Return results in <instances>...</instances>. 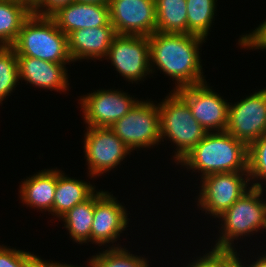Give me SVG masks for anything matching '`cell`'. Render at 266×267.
<instances>
[{
  "mask_svg": "<svg viewBox=\"0 0 266 267\" xmlns=\"http://www.w3.org/2000/svg\"><path fill=\"white\" fill-rule=\"evenodd\" d=\"M248 154V175L251 178L249 180L257 181L252 182L251 186L262 188L258 178L266 181V133L248 146Z\"/></svg>",
  "mask_w": 266,
  "mask_h": 267,
  "instance_id": "484cf974",
  "label": "cell"
},
{
  "mask_svg": "<svg viewBox=\"0 0 266 267\" xmlns=\"http://www.w3.org/2000/svg\"><path fill=\"white\" fill-rule=\"evenodd\" d=\"M20 80L35 87L58 91L69 90L67 63L48 62L29 56H17Z\"/></svg>",
  "mask_w": 266,
  "mask_h": 267,
  "instance_id": "2e32d148",
  "label": "cell"
},
{
  "mask_svg": "<svg viewBox=\"0 0 266 267\" xmlns=\"http://www.w3.org/2000/svg\"><path fill=\"white\" fill-rule=\"evenodd\" d=\"M238 42V45L246 49H266V21L251 33L242 35Z\"/></svg>",
  "mask_w": 266,
  "mask_h": 267,
  "instance_id": "83f0119b",
  "label": "cell"
},
{
  "mask_svg": "<svg viewBox=\"0 0 266 267\" xmlns=\"http://www.w3.org/2000/svg\"><path fill=\"white\" fill-rule=\"evenodd\" d=\"M110 128L131 151L158 145V142H161L158 104L149 100L144 102L139 100Z\"/></svg>",
  "mask_w": 266,
  "mask_h": 267,
  "instance_id": "8992f818",
  "label": "cell"
},
{
  "mask_svg": "<svg viewBox=\"0 0 266 267\" xmlns=\"http://www.w3.org/2000/svg\"><path fill=\"white\" fill-rule=\"evenodd\" d=\"M58 170L57 185L54 194L53 215L60 218L75 205L88 200L95 192V186L83 180L67 177Z\"/></svg>",
  "mask_w": 266,
  "mask_h": 267,
  "instance_id": "d6986e66",
  "label": "cell"
},
{
  "mask_svg": "<svg viewBox=\"0 0 266 267\" xmlns=\"http://www.w3.org/2000/svg\"><path fill=\"white\" fill-rule=\"evenodd\" d=\"M27 1L29 4H31L34 0H25Z\"/></svg>",
  "mask_w": 266,
  "mask_h": 267,
  "instance_id": "e575fe53",
  "label": "cell"
},
{
  "mask_svg": "<svg viewBox=\"0 0 266 267\" xmlns=\"http://www.w3.org/2000/svg\"><path fill=\"white\" fill-rule=\"evenodd\" d=\"M95 208V193L85 202L75 205L59 219L63 220L71 238L78 244L91 242V227Z\"/></svg>",
  "mask_w": 266,
  "mask_h": 267,
  "instance_id": "44dd1931",
  "label": "cell"
},
{
  "mask_svg": "<svg viewBox=\"0 0 266 267\" xmlns=\"http://www.w3.org/2000/svg\"><path fill=\"white\" fill-rule=\"evenodd\" d=\"M75 0H34L31 6V12L40 16H50L59 7L68 5Z\"/></svg>",
  "mask_w": 266,
  "mask_h": 267,
  "instance_id": "f1b7e54d",
  "label": "cell"
},
{
  "mask_svg": "<svg viewBox=\"0 0 266 267\" xmlns=\"http://www.w3.org/2000/svg\"><path fill=\"white\" fill-rule=\"evenodd\" d=\"M108 4L117 35L150 36L156 32L155 0H109Z\"/></svg>",
  "mask_w": 266,
  "mask_h": 267,
  "instance_id": "7c38bea8",
  "label": "cell"
},
{
  "mask_svg": "<svg viewBox=\"0 0 266 267\" xmlns=\"http://www.w3.org/2000/svg\"><path fill=\"white\" fill-rule=\"evenodd\" d=\"M236 257H237V266L238 267H266V254L259 256V259L256 260V262H252L249 266L246 264V266L243 264V262L239 259V254L237 255L236 250ZM243 264V265H242Z\"/></svg>",
  "mask_w": 266,
  "mask_h": 267,
  "instance_id": "1f68e13d",
  "label": "cell"
},
{
  "mask_svg": "<svg viewBox=\"0 0 266 267\" xmlns=\"http://www.w3.org/2000/svg\"><path fill=\"white\" fill-rule=\"evenodd\" d=\"M149 38L150 68L153 66L175 80L179 88L206 82L199 50L206 39L194 34L154 32Z\"/></svg>",
  "mask_w": 266,
  "mask_h": 267,
  "instance_id": "6da1fadb",
  "label": "cell"
},
{
  "mask_svg": "<svg viewBox=\"0 0 266 267\" xmlns=\"http://www.w3.org/2000/svg\"><path fill=\"white\" fill-rule=\"evenodd\" d=\"M31 14V6L25 0H0V47L12 46Z\"/></svg>",
  "mask_w": 266,
  "mask_h": 267,
  "instance_id": "ffe728a7",
  "label": "cell"
},
{
  "mask_svg": "<svg viewBox=\"0 0 266 267\" xmlns=\"http://www.w3.org/2000/svg\"><path fill=\"white\" fill-rule=\"evenodd\" d=\"M107 191L95 192V208L91 227V241L102 246L114 243L122 231L128 227V214L125 206Z\"/></svg>",
  "mask_w": 266,
  "mask_h": 267,
  "instance_id": "5bb4252c",
  "label": "cell"
},
{
  "mask_svg": "<svg viewBox=\"0 0 266 267\" xmlns=\"http://www.w3.org/2000/svg\"><path fill=\"white\" fill-rule=\"evenodd\" d=\"M249 179L248 172L209 174L201 178L197 205L210 216L219 217L250 189Z\"/></svg>",
  "mask_w": 266,
  "mask_h": 267,
  "instance_id": "52a82bcc",
  "label": "cell"
},
{
  "mask_svg": "<svg viewBox=\"0 0 266 267\" xmlns=\"http://www.w3.org/2000/svg\"><path fill=\"white\" fill-rule=\"evenodd\" d=\"M11 48L17 56H29L48 62L70 63L68 36L50 16L31 14L22 24Z\"/></svg>",
  "mask_w": 266,
  "mask_h": 267,
  "instance_id": "3957f363",
  "label": "cell"
},
{
  "mask_svg": "<svg viewBox=\"0 0 266 267\" xmlns=\"http://www.w3.org/2000/svg\"><path fill=\"white\" fill-rule=\"evenodd\" d=\"M209 87L206 81L179 88L176 92L187 102L194 118L207 132L226 131L229 102Z\"/></svg>",
  "mask_w": 266,
  "mask_h": 267,
  "instance_id": "8fae6325",
  "label": "cell"
},
{
  "mask_svg": "<svg viewBox=\"0 0 266 267\" xmlns=\"http://www.w3.org/2000/svg\"><path fill=\"white\" fill-rule=\"evenodd\" d=\"M0 267H24V251L0 245Z\"/></svg>",
  "mask_w": 266,
  "mask_h": 267,
  "instance_id": "f546056e",
  "label": "cell"
},
{
  "mask_svg": "<svg viewBox=\"0 0 266 267\" xmlns=\"http://www.w3.org/2000/svg\"><path fill=\"white\" fill-rule=\"evenodd\" d=\"M230 104L226 127L229 134L249 146L266 133V87Z\"/></svg>",
  "mask_w": 266,
  "mask_h": 267,
  "instance_id": "30bf717a",
  "label": "cell"
},
{
  "mask_svg": "<svg viewBox=\"0 0 266 267\" xmlns=\"http://www.w3.org/2000/svg\"><path fill=\"white\" fill-rule=\"evenodd\" d=\"M88 263H89L88 267H94V265H93V263L91 261H89ZM63 267H80V266H77V265L75 266V265H70V264H66L65 263V264H63Z\"/></svg>",
  "mask_w": 266,
  "mask_h": 267,
  "instance_id": "836d02e7",
  "label": "cell"
},
{
  "mask_svg": "<svg viewBox=\"0 0 266 267\" xmlns=\"http://www.w3.org/2000/svg\"><path fill=\"white\" fill-rule=\"evenodd\" d=\"M263 190V187L250 186V189L228 210L217 217L224 224L219 232L221 236L214 245L215 249L235 251L233 243L239 236L241 238V236L253 235L262 228L266 230V201L262 197Z\"/></svg>",
  "mask_w": 266,
  "mask_h": 267,
  "instance_id": "5b68a950",
  "label": "cell"
},
{
  "mask_svg": "<svg viewBox=\"0 0 266 267\" xmlns=\"http://www.w3.org/2000/svg\"><path fill=\"white\" fill-rule=\"evenodd\" d=\"M50 17L67 36L77 29L113 26L110 22L109 4L73 1L59 7Z\"/></svg>",
  "mask_w": 266,
  "mask_h": 267,
  "instance_id": "9a60e30c",
  "label": "cell"
},
{
  "mask_svg": "<svg viewBox=\"0 0 266 267\" xmlns=\"http://www.w3.org/2000/svg\"><path fill=\"white\" fill-rule=\"evenodd\" d=\"M80 3H99V4H108L109 0H75Z\"/></svg>",
  "mask_w": 266,
  "mask_h": 267,
  "instance_id": "d6a6232c",
  "label": "cell"
},
{
  "mask_svg": "<svg viewBox=\"0 0 266 267\" xmlns=\"http://www.w3.org/2000/svg\"><path fill=\"white\" fill-rule=\"evenodd\" d=\"M156 32L187 34L186 0H155Z\"/></svg>",
  "mask_w": 266,
  "mask_h": 267,
  "instance_id": "7402d4cb",
  "label": "cell"
},
{
  "mask_svg": "<svg viewBox=\"0 0 266 267\" xmlns=\"http://www.w3.org/2000/svg\"><path fill=\"white\" fill-rule=\"evenodd\" d=\"M158 103L160 112V137L176 144L175 161L177 164L207 135V131L194 118L187 102L176 92L170 91Z\"/></svg>",
  "mask_w": 266,
  "mask_h": 267,
  "instance_id": "277c9868",
  "label": "cell"
},
{
  "mask_svg": "<svg viewBox=\"0 0 266 267\" xmlns=\"http://www.w3.org/2000/svg\"><path fill=\"white\" fill-rule=\"evenodd\" d=\"M84 153L91 178L111 171L130 154L124 142L110 127H86Z\"/></svg>",
  "mask_w": 266,
  "mask_h": 267,
  "instance_id": "ba28073f",
  "label": "cell"
},
{
  "mask_svg": "<svg viewBox=\"0 0 266 267\" xmlns=\"http://www.w3.org/2000/svg\"><path fill=\"white\" fill-rule=\"evenodd\" d=\"M89 260L94 267H150L145 257L130 254L125 247L117 245L97 253Z\"/></svg>",
  "mask_w": 266,
  "mask_h": 267,
  "instance_id": "cb8c5ba5",
  "label": "cell"
},
{
  "mask_svg": "<svg viewBox=\"0 0 266 267\" xmlns=\"http://www.w3.org/2000/svg\"><path fill=\"white\" fill-rule=\"evenodd\" d=\"M105 59L129 82L143 80L151 73L148 36L116 35Z\"/></svg>",
  "mask_w": 266,
  "mask_h": 267,
  "instance_id": "9c48e42d",
  "label": "cell"
},
{
  "mask_svg": "<svg viewBox=\"0 0 266 267\" xmlns=\"http://www.w3.org/2000/svg\"><path fill=\"white\" fill-rule=\"evenodd\" d=\"M248 145L227 131L208 132L179 164L201 172V178L214 173L248 172Z\"/></svg>",
  "mask_w": 266,
  "mask_h": 267,
  "instance_id": "7a4b0ae2",
  "label": "cell"
},
{
  "mask_svg": "<svg viewBox=\"0 0 266 267\" xmlns=\"http://www.w3.org/2000/svg\"><path fill=\"white\" fill-rule=\"evenodd\" d=\"M21 181L20 200L32 208L53 214L54 194L57 185L58 169L41 170Z\"/></svg>",
  "mask_w": 266,
  "mask_h": 267,
  "instance_id": "ac0fdd59",
  "label": "cell"
},
{
  "mask_svg": "<svg viewBox=\"0 0 266 267\" xmlns=\"http://www.w3.org/2000/svg\"><path fill=\"white\" fill-rule=\"evenodd\" d=\"M117 34L113 26L77 29L68 35V50L72 61L106 57Z\"/></svg>",
  "mask_w": 266,
  "mask_h": 267,
  "instance_id": "e0dca14e",
  "label": "cell"
},
{
  "mask_svg": "<svg viewBox=\"0 0 266 267\" xmlns=\"http://www.w3.org/2000/svg\"><path fill=\"white\" fill-rule=\"evenodd\" d=\"M211 250L186 267H238L236 251L215 248Z\"/></svg>",
  "mask_w": 266,
  "mask_h": 267,
  "instance_id": "4316f807",
  "label": "cell"
},
{
  "mask_svg": "<svg viewBox=\"0 0 266 267\" xmlns=\"http://www.w3.org/2000/svg\"><path fill=\"white\" fill-rule=\"evenodd\" d=\"M19 79L17 54L11 47H0V102L17 87Z\"/></svg>",
  "mask_w": 266,
  "mask_h": 267,
  "instance_id": "d4e9b609",
  "label": "cell"
},
{
  "mask_svg": "<svg viewBox=\"0 0 266 267\" xmlns=\"http://www.w3.org/2000/svg\"><path fill=\"white\" fill-rule=\"evenodd\" d=\"M24 267H63V264L42 260L40 257L24 251Z\"/></svg>",
  "mask_w": 266,
  "mask_h": 267,
  "instance_id": "4dcf8cb0",
  "label": "cell"
},
{
  "mask_svg": "<svg viewBox=\"0 0 266 267\" xmlns=\"http://www.w3.org/2000/svg\"><path fill=\"white\" fill-rule=\"evenodd\" d=\"M187 34L207 38L212 21L215 19L217 0H186Z\"/></svg>",
  "mask_w": 266,
  "mask_h": 267,
  "instance_id": "603a6c76",
  "label": "cell"
},
{
  "mask_svg": "<svg viewBox=\"0 0 266 267\" xmlns=\"http://www.w3.org/2000/svg\"><path fill=\"white\" fill-rule=\"evenodd\" d=\"M84 96L80 97V106L88 127H110L139 101L125 92L111 89L97 90Z\"/></svg>",
  "mask_w": 266,
  "mask_h": 267,
  "instance_id": "4fadbf2b",
  "label": "cell"
}]
</instances>
